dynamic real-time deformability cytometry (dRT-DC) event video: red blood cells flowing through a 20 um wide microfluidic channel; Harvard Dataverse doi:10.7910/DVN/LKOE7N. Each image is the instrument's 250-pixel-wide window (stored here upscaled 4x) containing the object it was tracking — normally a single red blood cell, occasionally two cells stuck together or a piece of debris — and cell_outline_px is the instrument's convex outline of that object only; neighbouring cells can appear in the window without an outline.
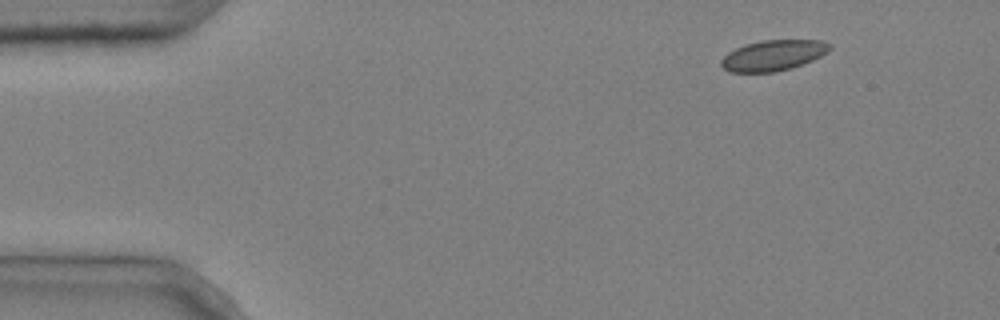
{"species": "common noctule bat (a hibernating species)", "species_latin": "Nyctalus noctula", "temperature_condition": "cold", "stored_images_in_passage": 4, "camera_frame_rate_fps": 3000, "um_per_image_px": 0.085, "animal": {"sex": "male", "body_mass_g": 20.4}, "frame": {"image": 1, "passage_image": 1, "time_ms": 0.0, "image_size_px": [1000, 320], "cell_outline_px": [[832, 48], [828, 52], [812, 60], [792, 68], [772, 72], [728, 72], [720, 64], [720, 60], [728, 52], [744, 44], [760, 40], [820, 40], [832, 44]], "centroid_in_image_um": [65.72, 4.7], "position_along_channel_um": 19.3, "area_um2": 19.48}}
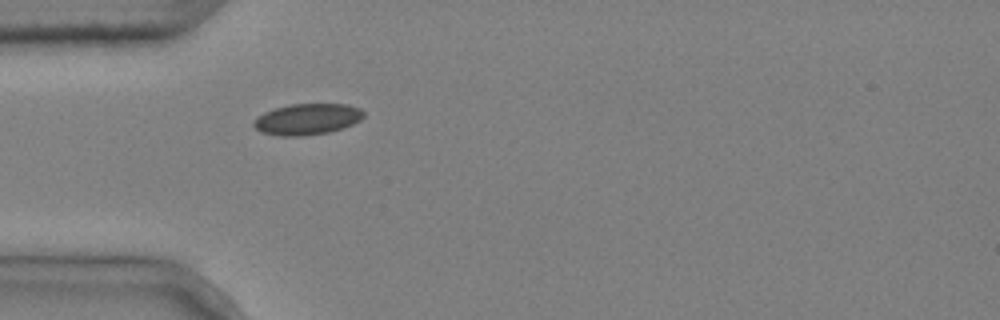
{"frame": {"image": 2, "passage_image": 4, "time_ms": 1.0, "image_size_px": [1000, 320], "cell_outline_px": [[364, 116], [360, 120], [352, 124], [328, 132], [300, 136], [280, 136], [260, 132], [252, 124], [264, 112], [276, 108], [292, 104], [348, 104], [360, 108], [364, 112]], "centroid_in_image_um": [26.13, 10.13], "position_along_channel_um": 58.9, "area_um2": 19.71}}